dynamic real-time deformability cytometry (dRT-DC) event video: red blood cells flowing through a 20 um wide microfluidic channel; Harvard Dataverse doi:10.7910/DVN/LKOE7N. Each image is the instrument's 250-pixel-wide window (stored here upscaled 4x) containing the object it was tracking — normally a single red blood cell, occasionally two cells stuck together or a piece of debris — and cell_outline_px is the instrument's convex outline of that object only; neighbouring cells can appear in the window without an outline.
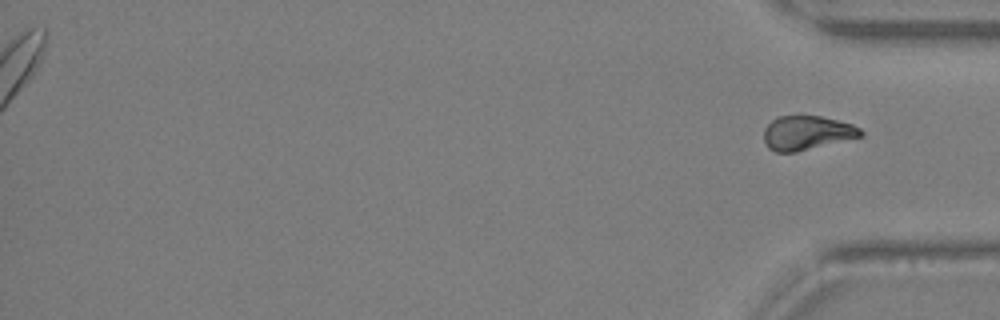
{"species": "Egyptian fruit bat (a non-hibernating species)", "species_latin": "Rousettus aegyptiacus", "temperature_condition": "warm", "stored_images_in_passage": 31, "segment_of_instrument_passage": [2, 2], "camera_frame_rate_fps": 3000, "um_per_image_px": 0.085, "animal": {"sex": "female"}, "frame": {"image": 1, "passage_image": 31, "time_ms": 10.0, "image_size_px": [1000, 320], "cell_outline_px": [[864, 136], [796, 152], [776, 152], [768, 148], [764, 140], [764, 128], [776, 116], [820, 116], [852, 124], [860, 128], [864, 132]], "centroid_in_image_um": [68.59, 11.3], "position_along_channel_um": 366.6, "area_um2": 19.31}}